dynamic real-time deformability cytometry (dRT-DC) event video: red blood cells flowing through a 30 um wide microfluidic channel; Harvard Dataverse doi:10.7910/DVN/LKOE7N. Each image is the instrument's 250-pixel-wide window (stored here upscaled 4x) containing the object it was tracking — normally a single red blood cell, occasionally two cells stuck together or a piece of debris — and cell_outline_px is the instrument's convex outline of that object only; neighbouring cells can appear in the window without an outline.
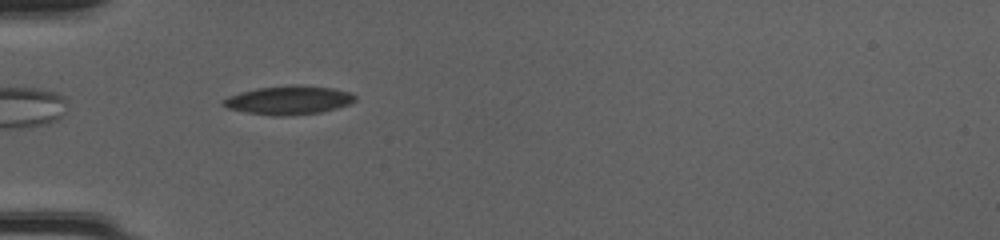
{"species": "common noctule bat (a hibernating species)", "species_latin": "Nyctalus noctula", "temperature_condition": "cold", "stored_images_in_passage": 35, "camera_frame_rate_fps": 3000, "um_per_image_px": 0.085, "animal": {"sex": "female", "body_mass_g": 20.0, "forearm_length_mm": 54.0}, "frame": {"image": 1, "passage_image": 1, "time_ms": 0.0, "image_size_px": [1000, 240], "cell_outline_px": [[356, 100], [348, 104], [336, 108], [320, 112], [284, 116], [272, 116], [248, 112], [228, 108], [220, 104], [220, 100], [228, 96], [240, 92], [256, 88], [296, 84], [332, 88], [348, 92], [356, 96]], "centroid_in_image_um": [24.49, 8.5], "position_along_channel_um": 60.5, "area_um2": 22.02}}
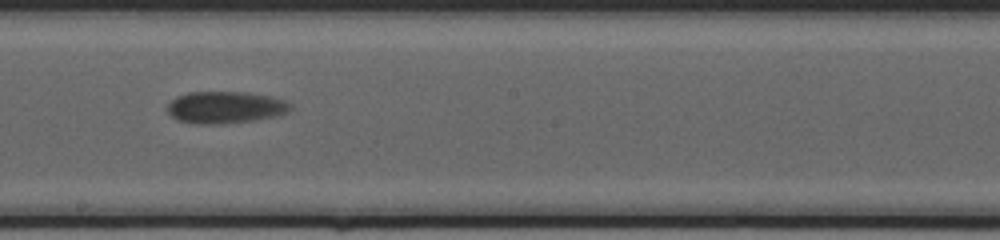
{"frame": {"image": 2, "passage_image": 14, "time_ms": 4.333, "image_size_px": [1000, 240], "cell_outline_px": [[292, 108], [288, 112], [276, 116], [256, 120], [224, 124], [196, 124], [180, 120], [172, 116], [168, 112], [168, 104], [176, 96], [188, 92], [244, 92], [272, 96], [284, 100], [292, 104]], "centroid_in_image_um": [19.19, 9.12], "position_along_channel_um": 229.0, "area_um2": 23.06}}
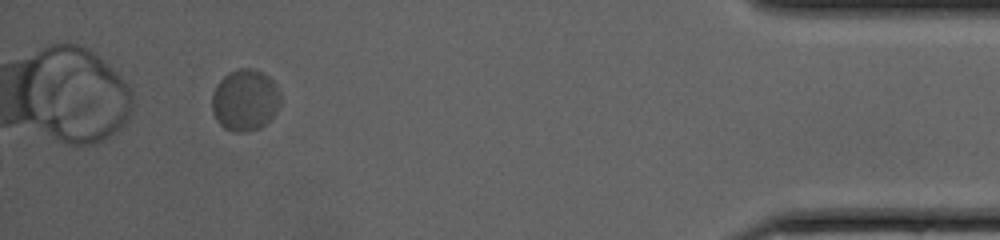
{"frame": {"image": 3, "passage_image": 32, "time_ms": 10.333, "image_size_px": [1000, 240], "cell_outline_px": [[280, 104], [276, 112], [260, 128], [244, 132], [232, 132], [224, 128], [216, 120], [212, 112], [212, 92], [220, 80], [228, 72], [240, 68], [252, 68], [264, 72], [272, 80], [280, 92]], "centroid_in_image_um": [20.81, 8.5], "position_along_channel_um": 414.4, "area_um2": 24.74}, "authors_computed_cell_mechanics": {"area_um2": 23.1778, "velocity_mm_per_s": 4.0389, "shape_relaxation_time_tau1_ms": 1.3833, "shape_relaxation_time_tau2_ms": 0.7952, "deformation_change_tau1": 0.0761, "deformation_change_tau2": 0.0402}}